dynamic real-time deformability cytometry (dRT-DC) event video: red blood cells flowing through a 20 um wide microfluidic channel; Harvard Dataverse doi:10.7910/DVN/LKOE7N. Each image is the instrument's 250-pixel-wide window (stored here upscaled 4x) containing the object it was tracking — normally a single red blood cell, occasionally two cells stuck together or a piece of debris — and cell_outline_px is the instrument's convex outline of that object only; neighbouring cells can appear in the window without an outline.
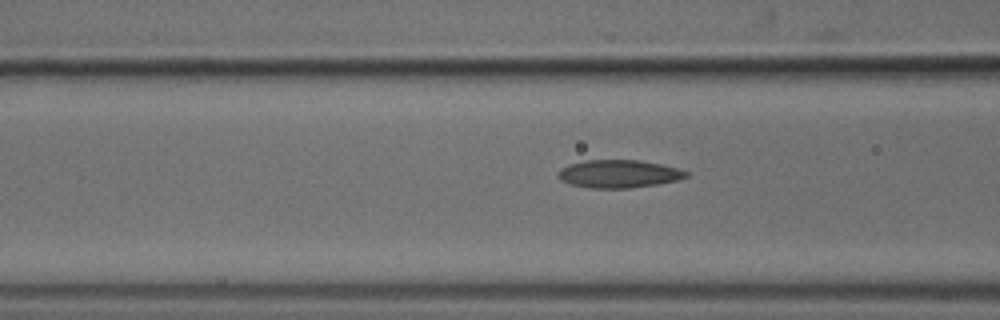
{"species": "common noctule bat (a hibernating species)", "species_latin": "Nyctalus noctula", "temperature_condition": "cold", "stored_images_in_passage": 18, "camera_frame_rate_fps": 3000, "um_per_image_px": 0.085, "animal": {"sex": "male", "body_mass_g": 18.8}, "frame": {"image": 1, "passage_image": 16, "time_ms": 5.0, "image_size_px": [1000, 320], "cell_outline_px": [[688, 176], [680, 180], [656, 184], [628, 188], [588, 188], [568, 184], [560, 180], [556, 176], [560, 168], [568, 164], [584, 160], [640, 160], [660, 164], [676, 168], [688, 172]], "centroid_in_image_um": [52.53, 14.78], "position_along_channel_um": 114.1, "area_um2": 20.98}}